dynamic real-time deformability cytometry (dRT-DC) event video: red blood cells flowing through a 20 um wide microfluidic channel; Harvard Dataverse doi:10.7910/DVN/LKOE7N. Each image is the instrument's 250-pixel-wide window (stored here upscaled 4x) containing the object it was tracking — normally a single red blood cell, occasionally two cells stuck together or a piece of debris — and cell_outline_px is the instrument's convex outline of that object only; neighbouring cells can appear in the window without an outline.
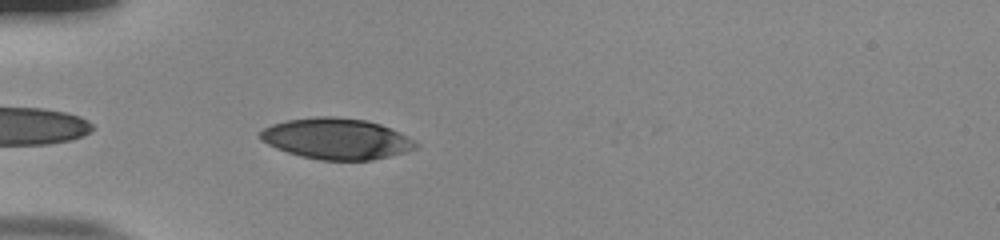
{"species": "human", "species_latin": "Homo sapiens", "temperature_condition": "room temperature", "stored_images_in_passage": 19, "camera_frame_rate_fps": 3000, "um_per_image_px": 0.085, "donor": {"sex": "male"}, "frame": {"image": 1, "passage_image": 2, "time_ms": 0.333, "image_size_px": [1000, 240], "cell_outline_px": [[420, 144], [416, 148], [404, 152], [372, 160], [320, 160], [300, 156], [276, 148], [260, 140], [260, 132], [264, 128], [272, 124], [288, 120], [316, 116], [336, 116], [364, 120], [380, 124], [400, 132]], "centroid_in_image_um": [28.6, 11.79], "position_along_channel_um": 56.4, "area_um2": 37.05}}
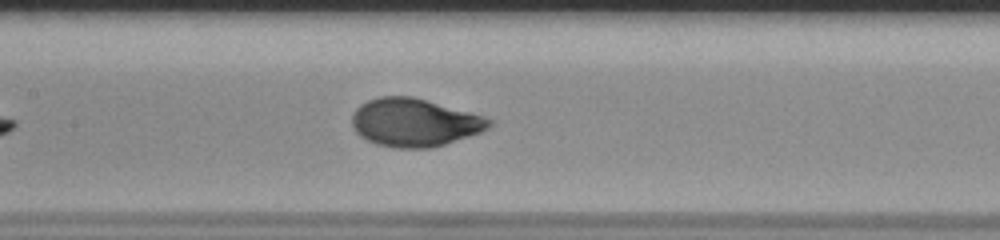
{"frame": {"image": 2, "passage_image": 12, "time_ms": 3.667, "image_size_px": [1000, 240], "cell_outline_px": [[492, 124], [488, 128], [480, 132], [432, 148], [392, 148], [376, 144], [360, 136], [356, 132], [352, 124], [352, 112], [360, 104], [368, 100], [380, 96], [412, 96], [484, 116], [492, 120]], "centroid_in_image_um": [35.19, 10.41], "position_along_channel_um": 172.2, "area_um2": 38.32}}
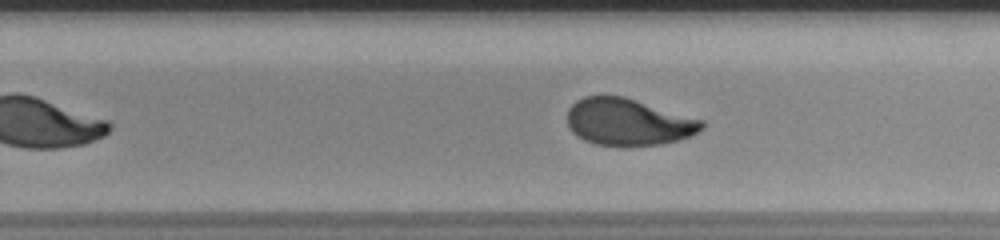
{"frame": {"image": 3, "passage_image": 17, "time_ms": 5.333, "image_size_px": [1000, 240], "cell_outline_px": [[704, 128], [692, 136], [660, 144], [596, 144], [584, 140], [576, 136], [568, 128], [568, 108], [576, 100], [584, 96], [624, 96], [704, 120]], "centroid_in_image_um": [53.4, 10.34], "position_along_channel_um": 276.4, "area_um2": 36.47}}